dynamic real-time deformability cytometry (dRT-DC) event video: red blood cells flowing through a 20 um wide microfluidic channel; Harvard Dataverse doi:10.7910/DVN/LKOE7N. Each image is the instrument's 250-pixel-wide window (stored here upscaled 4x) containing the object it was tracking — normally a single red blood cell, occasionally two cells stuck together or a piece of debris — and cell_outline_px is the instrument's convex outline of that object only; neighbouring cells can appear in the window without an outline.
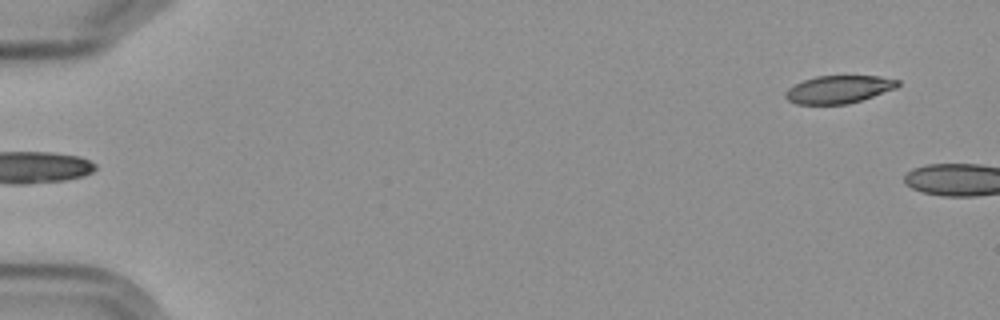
{"species": "Egyptian fruit bat (a non-hibernating species)", "species_latin": "Rousettus aegyptiacus", "temperature_condition": "cold", "stored_images_in_passage": 6, "segment_of_instrument_passage": [2, 2], "camera_frame_rate_fps": 3000, "um_per_image_px": 0.085, "frame": {"image": 1, "passage_image": 6, "time_ms": 6.667, "image_size_px": [1000, 320], "cell_outline_px": [[900, 84], [896, 88], [848, 104], [796, 104], [788, 100], [784, 96], [784, 92], [788, 88], [804, 80], [816, 76], [876, 76], [900, 80]], "centroid_in_image_um": [71.27, 7.6], "position_along_channel_um": 13.7, "area_um2": 18.03}}